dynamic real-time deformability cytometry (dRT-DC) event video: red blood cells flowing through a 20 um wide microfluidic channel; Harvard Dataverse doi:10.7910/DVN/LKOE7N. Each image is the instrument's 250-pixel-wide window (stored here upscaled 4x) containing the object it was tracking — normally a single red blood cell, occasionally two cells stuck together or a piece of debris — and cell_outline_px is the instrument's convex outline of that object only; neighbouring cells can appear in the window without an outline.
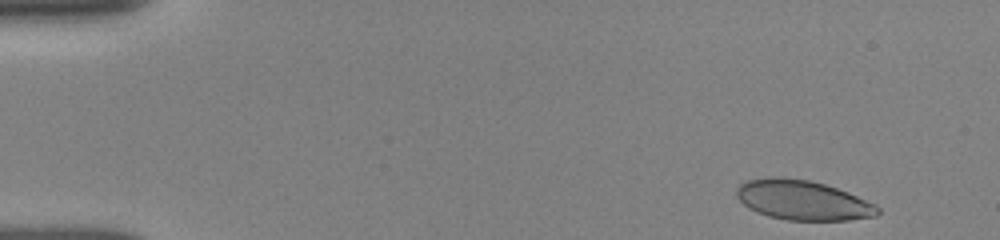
{"species": "human", "species_latin": "Homo sapiens", "temperature_condition": "room temperature", "stored_images_in_passage": 12, "camera_frame_rate_fps": 3000, "um_per_image_px": 0.085, "donor": {"sex": "female"}, "frame": {"image": 1, "passage_image": 2, "time_ms": 0.333, "image_size_px": [1000, 240], "cell_outline_px": [[880, 212], [876, 216], [848, 220], [788, 220], [768, 216], [756, 212], [748, 208], [736, 196], [736, 188], [740, 184], [748, 180], [768, 176], [780, 176], [808, 180], [824, 184], [848, 192], [876, 204], [880, 208]], "centroid_in_image_um": [68.22, 17.01], "position_along_channel_um": 16.8, "area_um2": 32.83}}
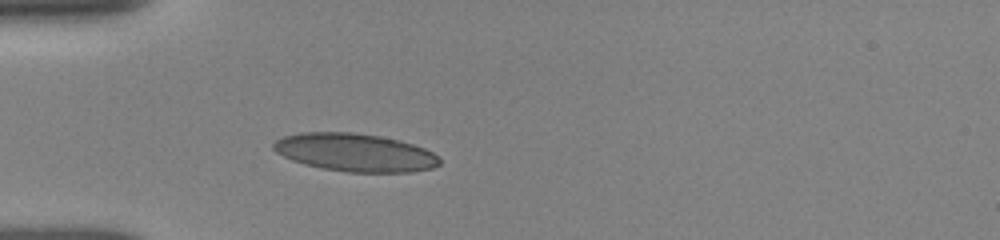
{"frame": {"image": 2, "passage_image": 8, "time_ms": 4.0, "image_size_px": [1000, 240], "cell_outline_px": [[440, 164], [432, 168], [412, 172], [348, 172], [320, 168], [304, 164], [292, 160], [276, 152], [272, 148], [272, 144], [276, 140], [284, 136], [300, 132], [352, 132], [380, 136], [412, 144], [424, 148], [432, 152], [440, 160]], "centroid_in_image_um": [30.14, 12.96], "position_along_channel_um": 54.9, "area_um2": 36.7}}
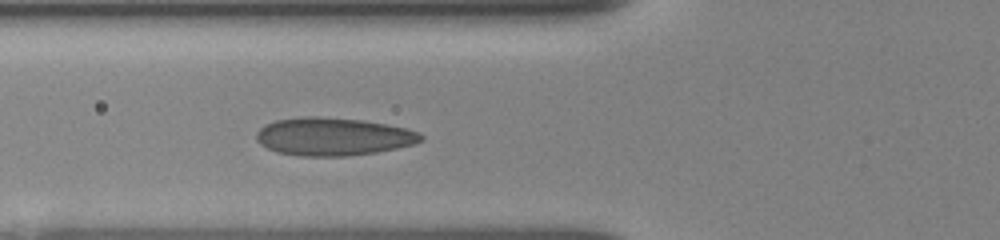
{"frame": {"image": 3, "passage_image": 12, "time_ms": 5.333, "image_size_px": [1000, 240], "cell_outline_px": [[424, 140], [412, 144], [396, 148], [376, 152], [348, 156], [300, 156], [276, 152], [260, 144], [256, 140], [256, 132], [264, 124], [276, 120], [304, 116], [316, 116], [360, 120], [384, 124], [404, 128], [420, 132], [424, 136]], "centroid_in_image_um": [28.29, 11.61], "position_along_channel_um": 97.5, "area_um2": 36.36}}